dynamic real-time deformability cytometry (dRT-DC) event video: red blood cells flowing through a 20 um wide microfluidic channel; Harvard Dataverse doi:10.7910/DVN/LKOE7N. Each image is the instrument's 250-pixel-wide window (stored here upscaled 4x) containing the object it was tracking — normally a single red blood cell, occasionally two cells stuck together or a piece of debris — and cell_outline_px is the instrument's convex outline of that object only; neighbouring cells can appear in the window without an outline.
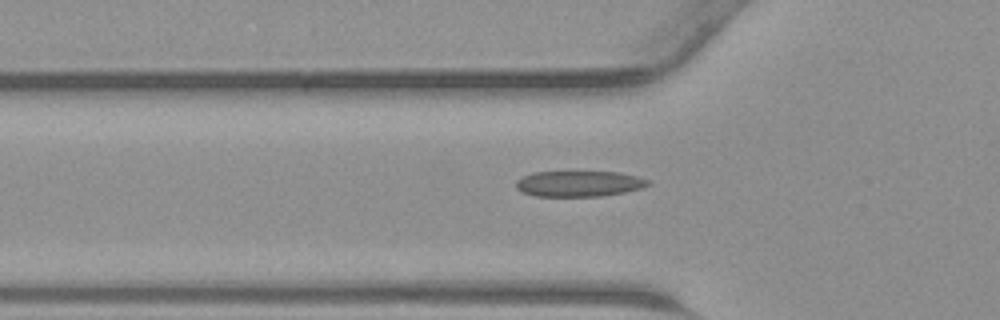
{"species": "common noctule bat (a hibernating species)", "species_latin": "Nyctalus noctula", "temperature_condition": "warm", "stored_images_in_passage": 43, "camera_frame_rate_fps": 3000, "um_per_image_px": 0.085, "animal": {"sex": "male", "body_mass_g": 23.1, "forearm_length_mm": 52.7}, "frame": {"image": 1, "passage_image": 15, "time_ms": 4.667, "image_size_px": [1000, 320], "cell_outline_px": [[652, 184], [640, 188], [624, 192], [600, 196], [532, 196], [520, 192], [516, 188], [516, 180], [532, 172], [620, 172], [652, 180]], "centroid_in_image_um": [49.21, 15.61], "position_along_channel_um": 76.6, "area_um2": 19.94}}
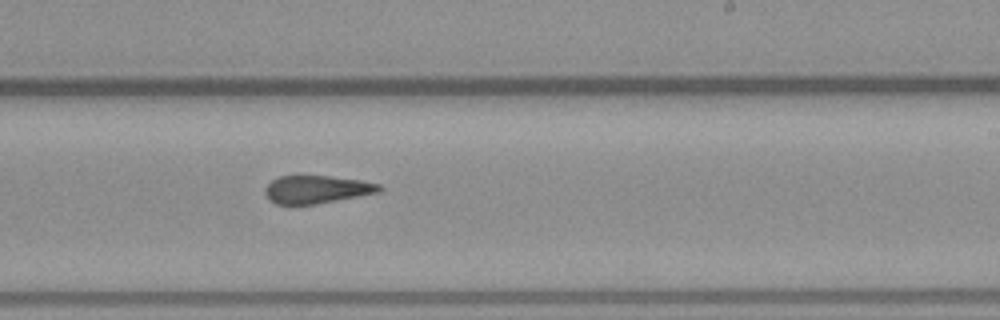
{"frame": {"image": 2, "passage_image": 27, "time_ms": 8.667, "image_size_px": [1000, 320], "cell_outline_px": [[384, 188], [380, 192], [316, 204], [276, 204], [268, 200], [264, 192], [264, 188], [272, 180], [280, 176], [328, 176], [360, 180], [380, 184]], "centroid_in_image_um": [26.91, 16.1], "position_along_channel_um": 262.1, "area_um2": 18.55}}
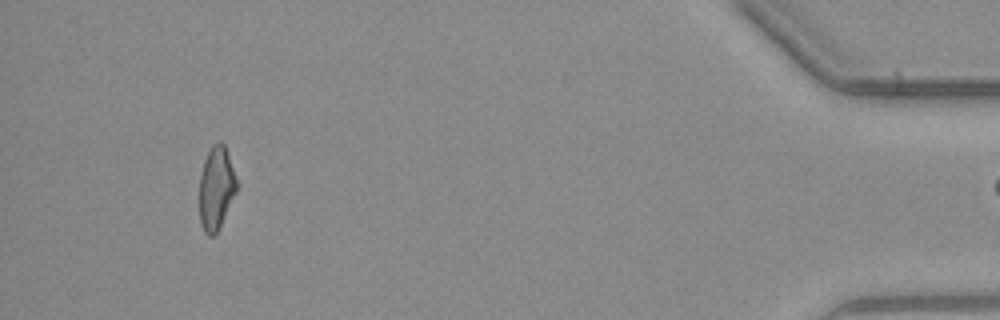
{"frame": {"image": 3, "passage_image": 42, "time_ms": 13.667, "image_size_px": [1000, 320], "cell_outline_px": [[236, 192], [220, 228], [212, 236], [208, 236], [204, 232], [200, 224], [200, 176], [204, 160], [212, 144], [220, 140], [224, 144], [236, 180]], "centroid_in_image_um": [18.36, 16.02], "position_along_channel_um": 416.8, "area_um2": 17.86}}